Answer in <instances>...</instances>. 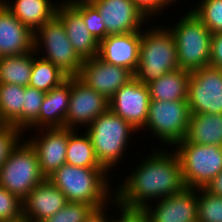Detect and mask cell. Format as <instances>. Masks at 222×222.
<instances>
[{
  "label": "cell",
  "instance_id": "13",
  "mask_svg": "<svg viewBox=\"0 0 222 222\" xmlns=\"http://www.w3.org/2000/svg\"><path fill=\"white\" fill-rule=\"evenodd\" d=\"M109 108V101L94 89L86 86L77 77H71V94L65 127L89 126ZM75 127V128H74Z\"/></svg>",
  "mask_w": 222,
  "mask_h": 222
},
{
  "label": "cell",
  "instance_id": "36",
  "mask_svg": "<svg viewBox=\"0 0 222 222\" xmlns=\"http://www.w3.org/2000/svg\"><path fill=\"white\" fill-rule=\"evenodd\" d=\"M209 66L222 69V32L212 33Z\"/></svg>",
  "mask_w": 222,
  "mask_h": 222
},
{
  "label": "cell",
  "instance_id": "42",
  "mask_svg": "<svg viewBox=\"0 0 222 222\" xmlns=\"http://www.w3.org/2000/svg\"><path fill=\"white\" fill-rule=\"evenodd\" d=\"M163 1L167 4V6H169V4H173L174 1L176 0H163Z\"/></svg>",
  "mask_w": 222,
  "mask_h": 222
},
{
  "label": "cell",
  "instance_id": "33",
  "mask_svg": "<svg viewBox=\"0 0 222 222\" xmlns=\"http://www.w3.org/2000/svg\"><path fill=\"white\" fill-rule=\"evenodd\" d=\"M94 208L82 202H67L63 209L43 222H84Z\"/></svg>",
  "mask_w": 222,
  "mask_h": 222
},
{
  "label": "cell",
  "instance_id": "37",
  "mask_svg": "<svg viewBox=\"0 0 222 222\" xmlns=\"http://www.w3.org/2000/svg\"><path fill=\"white\" fill-rule=\"evenodd\" d=\"M136 7L147 18L154 14H160V11L166 7L163 0H132Z\"/></svg>",
  "mask_w": 222,
  "mask_h": 222
},
{
  "label": "cell",
  "instance_id": "27",
  "mask_svg": "<svg viewBox=\"0 0 222 222\" xmlns=\"http://www.w3.org/2000/svg\"><path fill=\"white\" fill-rule=\"evenodd\" d=\"M76 133L69 129L66 163L77 167L104 168L97 160L89 135L78 136Z\"/></svg>",
  "mask_w": 222,
  "mask_h": 222
},
{
  "label": "cell",
  "instance_id": "2",
  "mask_svg": "<svg viewBox=\"0 0 222 222\" xmlns=\"http://www.w3.org/2000/svg\"><path fill=\"white\" fill-rule=\"evenodd\" d=\"M107 173L105 168H85L65 163L47 179L65 195L68 202H82L98 209L110 203L107 201L111 191Z\"/></svg>",
  "mask_w": 222,
  "mask_h": 222
},
{
  "label": "cell",
  "instance_id": "7",
  "mask_svg": "<svg viewBox=\"0 0 222 222\" xmlns=\"http://www.w3.org/2000/svg\"><path fill=\"white\" fill-rule=\"evenodd\" d=\"M174 148L187 188H206L222 171V146L194 144L184 139Z\"/></svg>",
  "mask_w": 222,
  "mask_h": 222
},
{
  "label": "cell",
  "instance_id": "16",
  "mask_svg": "<svg viewBox=\"0 0 222 222\" xmlns=\"http://www.w3.org/2000/svg\"><path fill=\"white\" fill-rule=\"evenodd\" d=\"M42 136L27 140L36 150L42 174L48 178L59 167L66 163L69 128H40Z\"/></svg>",
  "mask_w": 222,
  "mask_h": 222
},
{
  "label": "cell",
  "instance_id": "3",
  "mask_svg": "<svg viewBox=\"0 0 222 222\" xmlns=\"http://www.w3.org/2000/svg\"><path fill=\"white\" fill-rule=\"evenodd\" d=\"M151 28L142 32L139 62L134 73V78L146 85L179 69L175 40L169 28Z\"/></svg>",
  "mask_w": 222,
  "mask_h": 222
},
{
  "label": "cell",
  "instance_id": "24",
  "mask_svg": "<svg viewBox=\"0 0 222 222\" xmlns=\"http://www.w3.org/2000/svg\"><path fill=\"white\" fill-rule=\"evenodd\" d=\"M190 72L177 69L151 81L148 85L151 100H187Z\"/></svg>",
  "mask_w": 222,
  "mask_h": 222
},
{
  "label": "cell",
  "instance_id": "5",
  "mask_svg": "<svg viewBox=\"0 0 222 222\" xmlns=\"http://www.w3.org/2000/svg\"><path fill=\"white\" fill-rule=\"evenodd\" d=\"M169 30L177 49L178 66L192 72L209 66L212 33L191 10Z\"/></svg>",
  "mask_w": 222,
  "mask_h": 222
},
{
  "label": "cell",
  "instance_id": "4",
  "mask_svg": "<svg viewBox=\"0 0 222 222\" xmlns=\"http://www.w3.org/2000/svg\"><path fill=\"white\" fill-rule=\"evenodd\" d=\"M87 128L97 160L107 171L123 159L130 134L138 131L109 108Z\"/></svg>",
  "mask_w": 222,
  "mask_h": 222
},
{
  "label": "cell",
  "instance_id": "18",
  "mask_svg": "<svg viewBox=\"0 0 222 222\" xmlns=\"http://www.w3.org/2000/svg\"><path fill=\"white\" fill-rule=\"evenodd\" d=\"M67 202L65 195L46 178L22 201L23 219L43 222L63 209Z\"/></svg>",
  "mask_w": 222,
  "mask_h": 222
},
{
  "label": "cell",
  "instance_id": "43",
  "mask_svg": "<svg viewBox=\"0 0 222 222\" xmlns=\"http://www.w3.org/2000/svg\"><path fill=\"white\" fill-rule=\"evenodd\" d=\"M4 125H5V123L3 122V120L1 119V116H0V128Z\"/></svg>",
  "mask_w": 222,
  "mask_h": 222
},
{
  "label": "cell",
  "instance_id": "1",
  "mask_svg": "<svg viewBox=\"0 0 222 222\" xmlns=\"http://www.w3.org/2000/svg\"><path fill=\"white\" fill-rule=\"evenodd\" d=\"M157 150L152 155L148 154L111 196L110 199L114 198L119 207L143 210L149 200L169 197L186 187L177 153L174 150V153Z\"/></svg>",
  "mask_w": 222,
  "mask_h": 222
},
{
  "label": "cell",
  "instance_id": "12",
  "mask_svg": "<svg viewBox=\"0 0 222 222\" xmlns=\"http://www.w3.org/2000/svg\"><path fill=\"white\" fill-rule=\"evenodd\" d=\"M150 100L148 85L133 78L109 100V109L129 122L136 130H144Z\"/></svg>",
  "mask_w": 222,
  "mask_h": 222
},
{
  "label": "cell",
  "instance_id": "39",
  "mask_svg": "<svg viewBox=\"0 0 222 222\" xmlns=\"http://www.w3.org/2000/svg\"><path fill=\"white\" fill-rule=\"evenodd\" d=\"M212 195L222 197V171L205 188Z\"/></svg>",
  "mask_w": 222,
  "mask_h": 222
},
{
  "label": "cell",
  "instance_id": "17",
  "mask_svg": "<svg viewBox=\"0 0 222 222\" xmlns=\"http://www.w3.org/2000/svg\"><path fill=\"white\" fill-rule=\"evenodd\" d=\"M142 31L109 34L99 42L98 57L106 63L127 68L134 74L139 62Z\"/></svg>",
  "mask_w": 222,
  "mask_h": 222
},
{
  "label": "cell",
  "instance_id": "23",
  "mask_svg": "<svg viewBox=\"0 0 222 222\" xmlns=\"http://www.w3.org/2000/svg\"><path fill=\"white\" fill-rule=\"evenodd\" d=\"M184 139L194 144L222 146V114H191Z\"/></svg>",
  "mask_w": 222,
  "mask_h": 222
},
{
  "label": "cell",
  "instance_id": "15",
  "mask_svg": "<svg viewBox=\"0 0 222 222\" xmlns=\"http://www.w3.org/2000/svg\"><path fill=\"white\" fill-rule=\"evenodd\" d=\"M197 189L185 187L180 193L162 198L154 208L147 205L143 212L150 222H193L197 220ZM153 210V211H152Z\"/></svg>",
  "mask_w": 222,
  "mask_h": 222
},
{
  "label": "cell",
  "instance_id": "28",
  "mask_svg": "<svg viewBox=\"0 0 222 222\" xmlns=\"http://www.w3.org/2000/svg\"><path fill=\"white\" fill-rule=\"evenodd\" d=\"M67 78L68 76L50 61L34 56L32 74L28 86L47 93L52 88L60 86Z\"/></svg>",
  "mask_w": 222,
  "mask_h": 222
},
{
  "label": "cell",
  "instance_id": "41",
  "mask_svg": "<svg viewBox=\"0 0 222 222\" xmlns=\"http://www.w3.org/2000/svg\"><path fill=\"white\" fill-rule=\"evenodd\" d=\"M93 0H65V2L62 3V5L65 6H73L79 3H91Z\"/></svg>",
  "mask_w": 222,
  "mask_h": 222
},
{
  "label": "cell",
  "instance_id": "38",
  "mask_svg": "<svg viewBox=\"0 0 222 222\" xmlns=\"http://www.w3.org/2000/svg\"><path fill=\"white\" fill-rule=\"evenodd\" d=\"M113 203L117 206L118 210L120 209L121 215L119 216V222H150L147 215L143 212V210H131L127 208H120L117 205L115 199H113Z\"/></svg>",
  "mask_w": 222,
  "mask_h": 222
},
{
  "label": "cell",
  "instance_id": "26",
  "mask_svg": "<svg viewBox=\"0 0 222 222\" xmlns=\"http://www.w3.org/2000/svg\"><path fill=\"white\" fill-rule=\"evenodd\" d=\"M25 87L0 83V116L5 124L22 132V105Z\"/></svg>",
  "mask_w": 222,
  "mask_h": 222
},
{
  "label": "cell",
  "instance_id": "34",
  "mask_svg": "<svg viewBox=\"0 0 222 222\" xmlns=\"http://www.w3.org/2000/svg\"><path fill=\"white\" fill-rule=\"evenodd\" d=\"M23 219L22 201L0 187V222H17Z\"/></svg>",
  "mask_w": 222,
  "mask_h": 222
},
{
  "label": "cell",
  "instance_id": "25",
  "mask_svg": "<svg viewBox=\"0 0 222 222\" xmlns=\"http://www.w3.org/2000/svg\"><path fill=\"white\" fill-rule=\"evenodd\" d=\"M35 50L26 54L0 58V83L28 86Z\"/></svg>",
  "mask_w": 222,
  "mask_h": 222
},
{
  "label": "cell",
  "instance_id": "35",
  "mask_svg": "<svg viewBox=\"0 0 222 222\" xmlns=\"http://www.w3.org/2000/svg\"><path fill=\"white\" fill-rule=\"evenodd\" d=\"M22 134L19 129L9 124L0 128V167L8 158L10 151L21 141Z\"/></svg>",
  "mask_w": 222,
  "mask_h": 222
},
{
  "label": "cell",
  "instance_id": "10",
  "mask_svg": "<svg viewBox=\"0 0 222 222\" xmlns=\"http://www.w3.org/2000/svg\"><path fill=\"white\" fill-rule=\"evenodd\" d=\"M187 103L191 114H222V69L206 66L190 72Z\"/></svg>",
  "mask_w": 222,
  "mask_h": 222
},
{
  "label": "cell",
  "instance_id": "6",
  "mask_svg": "<svg viewBox=\"0 0 222 222\" xmlns=\"http://www.w3.org/2000/svg\"><path fill=\"white\" fill-rule=\"evenodd\" d=\"M23 142L16 144L0 167V187L21 201L46 179L40 170L36 150L27 140Z\"/></svg>",
  "mask_w": 222,
  "mask_h": 222
},
{
  "label": "cell",
  "instance_id": "21",
  "mask_svg": "<svg viewBox=\"0 0 222 222\" xmlns=\"http://www.w3.org/2000/svg\"><path fill=\"white\" fill-rule=\"evenodd\" d=\"M70 94L71 77H68L60 86L52 88L46 93L39 117L29 128L65 127Z\"/></svg>",
  "mask_w": 222,
  "mask_h": 222
},
{
  "label": "cell",
  "instance_id": "31",
  "mask_svg": "<svg viewBox=\"0 0 222 222\" xmlns=\"http://www.w3.org/2000/svg\"><path fill=\"white\" fill-rule=\"evenodd\" d=\"M46 93L26 86L22 105V132H25L38 119Z\"/></svg>",
  "mask_w": 222,
  "mask_h": 222
},
{
  "label": "cell",
  "instance_id": "19",
  "mask_svg": "<svg viewBox=\"0 0 222 222\" xmlns=\"http://www.w3.org/2000/svg\"><path fill=\"white\" fill-rule=\"evenodd\" d=\"M34 50V33L0 1V58Z\"/></svg>",
  "mask_w": 222,
  "mask_h": 222
},
{
  "label": "cell",
  "instance_id": "8",
  "mask_svg": "<svg viewBox=\"0 0 222 222\" xmlns=\"http://www.w3.org/2000/svg\"><path fill=\"white\" fill-rule=\"evenodd\" d=\"M39 48L47 51L41 56L42 59L50 61L68 77L78 76L83 60L74 51L64 26L56 15L34 32L36 56Z\"/></svg>",
  "mask_w": 222,
  "mask_h": 222
},
{
  "label": "cell",
  "instance_id": "11",
  "mask_svg": "<svg viewBox=\"0 0 222 222\" xmlns=\"http://www.w3.org/2000/svg\"><path fill=\"white\" fill-rule=\"evenodd\" d=\"M77 78L109 101L123 85L134 78V74L127 68L106 63L96 56L83 60Z\"/></svg>",
  "mask_w": 222,
  "mask_h": 222
},
{
  "label": "cell",
  "instance_id": "9",
  "mask_svg": "<svg viewBox=\"0 0 222 222\" xmlns=\"http://www.w3.org/2000/svg\"><path fill=\"white\" fill-rule=\"evenodd\" d=\"M190 115L187 100H150L144 127L152 131L162 143L176 146L186 136Z\"/></svg>",
  "mask_w": 222,
  "mask_h": 222
},
{
  "label": "cell",
  "instance_id": "40",
  "mask_svg": "<svg viewBox=\"0 0 222 222\" xmlns=\"http://www.w3.org/2000/svg\"><path fill=\"white\" fill-rule=\"evenodd\" d=\"M107 207H102L98 209H94L90 215L86 218L84 222H110L111 220L107 218L104 213Z\"/></svg>",
  "mask_w": 222,
  "mask_h": 222
},
{
  "label": "cell",
  "instance_id": "29",
  "mask_svg": "<svg viewBox=\"0 0 222 222\" xmlns=\"http://www.w3.org/2000/svg\"><path fill=\"white\" fill-rule=\"evenodd\" d=\"M197 202L198 222H222V197L212 195L205 188H200L197 189Z\"/></svg>",
  "mask_w": 222,
  "mask_h": 222
},
{
  "label": "cell",
  "instance_id": "45",
  "mask_svg": "<svg viewBox=\"0 0 222 222\" xmlns=\"http://www.w3.org/2000/svg\"><path fill=\"white\" fill-rule=\"evenodd\" d=\"M113 219L114 218H112L110 222H119L118 218H117V220H115V219L113 220Z\"/></svg>",
  "mask_w": 222,
  "mask_h": 222
},
{
  "label": "cell",
  "instance_id": "32",
  "mask_svg": "<svg viewBox=\"0 0 222 222\" xmlns=\"http://www.w3.org/2000/svg\"><path fill=\"white\" fill-rule=\"evenodd\" d=\"M72 7L83 17L88 31L98 42L109 35L101 14L91 3H79Z\"/></svg>",
  "mask_w": 222,
  "mask_h": 222
},
{
  "label": "cell",
  "instance_id": "30",
  "mask_svg": "<svg viewBox=\"0 0 222 222\" xmlns=\"http://www.w3.org/2000/svg\"><path fill=\"white\" fill-rule=\"evenodd\" d=\"M191 11L211 33L222 32V0H202Z\"/></svg>",
  "mask_w": 222,
  "mask_h": 222
},
{
  "label": "cell",
  "instance_id": "14",
  "mask_svg": "<svg viewBox=\"0 0 222 222\" xmlns=\"http://www.w3.org/2000/svg\"><path fill=\"white\" fill-rule=\"evenodd\" d=\"M108 34H125L142 30L145 16L132 0H93Z\"/></svg>",
  "mask_w": 222,
  "mask_h": 222
},
{
  "label": "cell",
  "instance_id": "20",
  "mask_svg": "<svg viewBox=\"0 0 222 222\" xmlns=\"http://www.w3.org/2000/svg\"><path fill=\"white\" fill-rule=\"evenodd\" d=\"M58 4L56 16L61 20L74 51L82 60L98 56L99 42L88 31L83 17L72 6Z\"/></svg>",
  "mask_w": 222,
  "mask_h": 222
},
{
  "label": "cell",
  "instance_id": "44",
  "mask_svg": "<svg viewBox=\"0 0 222 222\" xmlns=\"http://www.w3.org/2000/svg\"><path fill=\"white\" fill-rule=\"evenodd\" d=\"M17 222H30L29 220H25V219H22V220H19Z\"/></svg>",
  "mask_w": 222,
  "mask_h": 222
},
{
  "label": "cell",
  "instance_id": "22",
  "mask_svg": "<svg viewBox=\"0 0 222 222\" xmlns=\"http://www.w3.org/2000/svg\"><path fill=\"white\" fill-rule=\"evenodd\" d=\"M0 1L33 33L56 15L58 6L53 0H16L13 4L7 0Z\"/></svg>",
  "mask_w": 222,
  "mask_h": 222
}]
</instances>
